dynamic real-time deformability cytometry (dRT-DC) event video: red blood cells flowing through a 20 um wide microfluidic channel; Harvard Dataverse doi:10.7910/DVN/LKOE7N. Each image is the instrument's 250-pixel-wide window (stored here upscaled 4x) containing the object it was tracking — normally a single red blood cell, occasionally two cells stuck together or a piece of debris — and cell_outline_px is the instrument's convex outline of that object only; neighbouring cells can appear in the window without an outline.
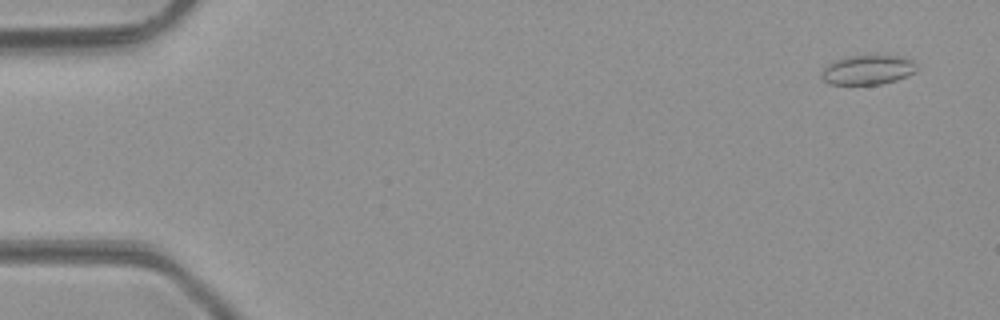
{"species": "common noctule bat (a hibernating species)", "species_latin": "Nyctalus noctula", "temperature_condition": "room temperature", "stored_images_in_passage": 49, "camera_frame_rate_fps": 3000, "um_per_image_px": 0.085, "animal": {"sex": "male", "body_mass_g": 23.1, "forearm_length_mm": 52.7}, "frame": {"image": 1, "passage_image": 3, "time_ms": 0.667, "image_size_px": [1000, 320], "cell_outline_px": [[920, 68], [916, 72], [908, 76], [896, 80], [880, 84], [828, 84], [820, 76], [824, 68], [832, 60], [848, 56], [904, 56], [912, 60]], "centroid_in_image_um": [73.79, 5.93], "position_along_channel_um": 11.2, "area_um2": 16.53}}
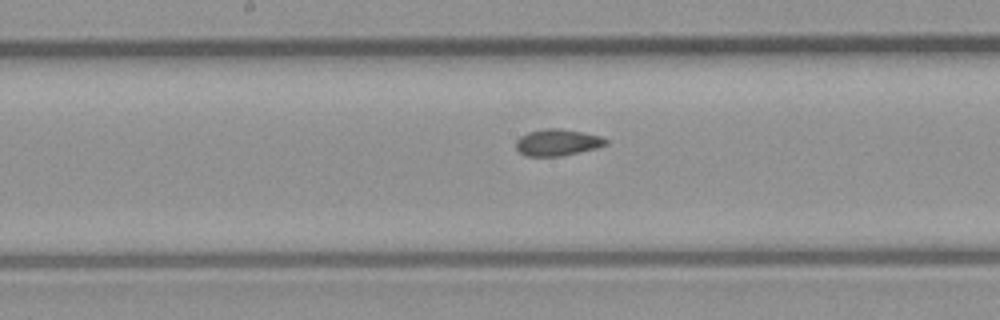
{"frame": {"image": 2, "passage_image": 26, "time_ms": 8.333, "image_size_px": [1000, 320], "cell_outline_px": [[608, 144], [596, 148], [560, 156], [528, 156], [520, 152], [516, 148], [516, 140], [520, 136], [528, 132], [544, 128], [560, 128], [600, 136], [608, 140]], "centroid_in_image_um": [47.36, 12.1], "position_along_channel_um": 200.8, "area_um2": 13.81}}
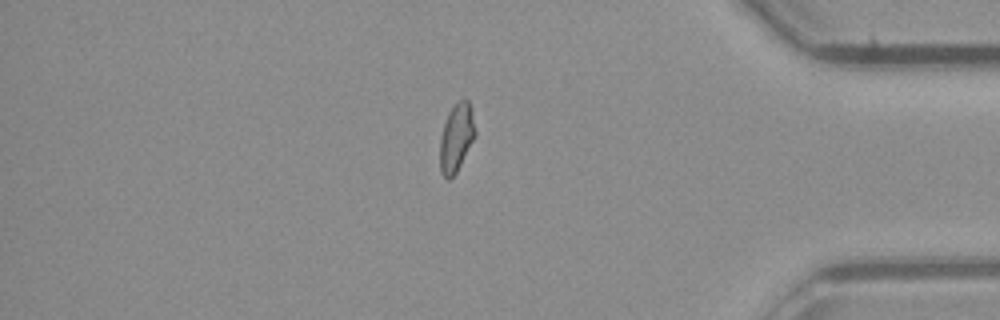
{"frame": {"image": 3, "passage_image": 42, "time_ms": 13.667, "image_size_px": [1000, 320], "cell_outline_px": [[476, 136], [456, 172], [448, 180], [440, 172], [440, 136], [448, 112], [460, 100], [468, 100], [472, 108], [476, 132]], "centroid_in_image_um": [38.8, 11.69], "position_along_channel_um": 396.4, "area_um2": 13.99}, "authors_computed_cell_mechanics": {"area_um2": 14.3344, "velocity_mm_per_s": 4.2529, "shape_relaxation_time_tau1_ms": null, "shape_relaxation_time_tau2_ms": 1.8092, "deformation_change_tau1": null, "deformation_change_tau2": 0.0415}}